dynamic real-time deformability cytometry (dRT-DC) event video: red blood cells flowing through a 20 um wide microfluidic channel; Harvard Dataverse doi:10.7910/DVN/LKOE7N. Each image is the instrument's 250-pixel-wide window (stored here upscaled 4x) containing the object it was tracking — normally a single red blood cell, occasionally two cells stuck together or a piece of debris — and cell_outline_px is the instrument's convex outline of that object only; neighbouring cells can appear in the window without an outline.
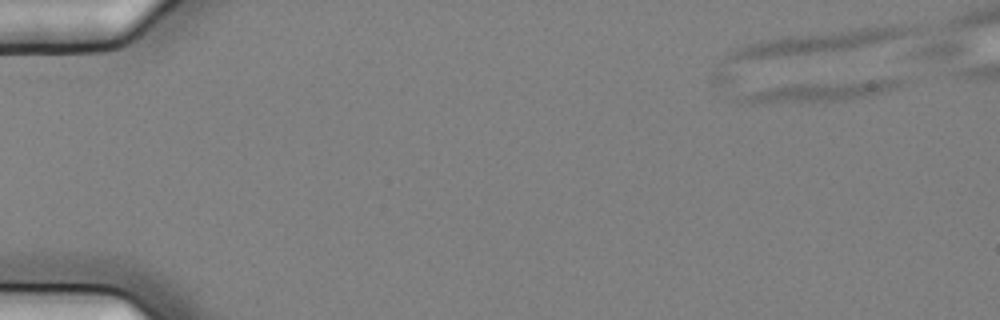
{"species": "common noctule bat (a hibernating species)", "species_latin": "Nyctalus noctula", "temperature_condition": "cold", "stored_images_in_passage": 14, "camera_frame_rate_fps": 3000, "um_per_image_px": 0.085, "animal": {"sex": "female", "body_mass_g": 25.1}, "frame": {"image": 1, "passage_image": 1, "time_ms": 0.0, "image_size_px": [1000, 320], "cell_outline_px": [[912, 80], [908, 84], [888, 92], [872, 96], [848, 100], [752, 104], [740, 104], [732, 100], [712, 80], [712, 76], [716, 68], [720, 68], [908, 76]], "centroid_in_image_um": [68.11, 7.28], "position_along_channel_um": 16.9, "area_um2": 37.51}}